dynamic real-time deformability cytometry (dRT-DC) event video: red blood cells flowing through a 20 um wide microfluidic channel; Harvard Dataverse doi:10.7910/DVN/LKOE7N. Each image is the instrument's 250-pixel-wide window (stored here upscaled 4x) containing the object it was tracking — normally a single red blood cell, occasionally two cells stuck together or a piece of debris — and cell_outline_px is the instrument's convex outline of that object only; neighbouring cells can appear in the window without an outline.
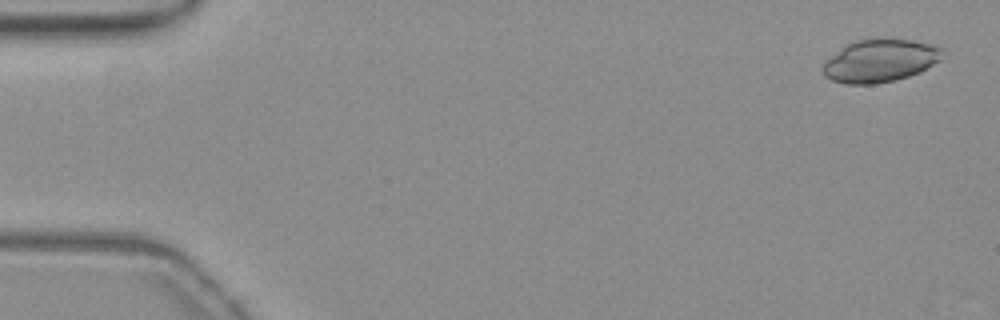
{"species": "common noctule bat (a hibernating species)", "species_latin": "Nyctalus noctula", "temperature_condition": "warm", "stored_images_in_passage": 39, "camera_frame_rate_fps": 3000, "um_per_image_px": 0.085, "animal": {"sex": "female", "body_mass_g": 19.3, "forearm_length_mm": 54.1}, "frame": {"image": 1, "passage_image": 2, "time_ms": 0.333, "image_size_px": [1000, 320], "cell_outline_px": [[944, 48], [940, 60], [920, 72], [908, 76], [876, 84], [848, 84], [832, 80], [824, 76], [820, 68], [844, 44], [856, 40], [880, 36], [884, 36], [912, 40], [932, 44]], "centroid_in_image_um": [74.8, 5.12], "position_along_channel_um": 10.2, "area_um2": 30.35}}
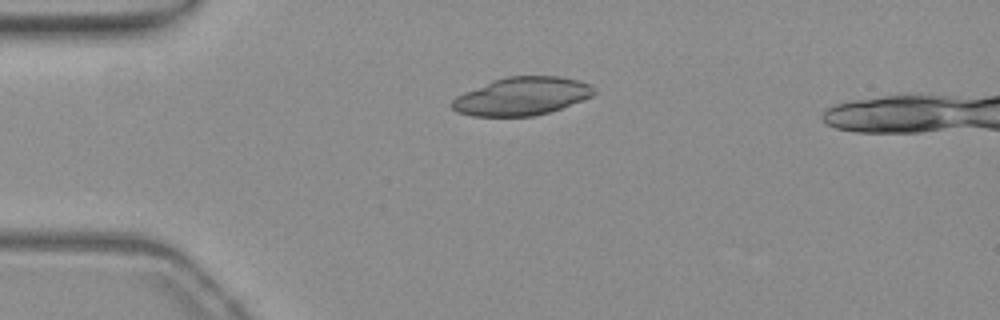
{"frame": {"image": 2, "passage_image": 13, "time_ms": 4.0, "image_size_px": [1000, 320], "cell_outline_px": [[596, 92], [592, 96], [560, 108], [548, 112], [532, 116], [472, 116], [456, 112], [452, 108], [452, 100], [456, 96], [464, 92], [492, 80], [504, 76], [560, 76], [580, 80], [592, 84], [596, 88]], "centroid_in_image_um": [44.36, 8.16], "position_along_channel_um": 40.6, "area_um2": 31.62}}